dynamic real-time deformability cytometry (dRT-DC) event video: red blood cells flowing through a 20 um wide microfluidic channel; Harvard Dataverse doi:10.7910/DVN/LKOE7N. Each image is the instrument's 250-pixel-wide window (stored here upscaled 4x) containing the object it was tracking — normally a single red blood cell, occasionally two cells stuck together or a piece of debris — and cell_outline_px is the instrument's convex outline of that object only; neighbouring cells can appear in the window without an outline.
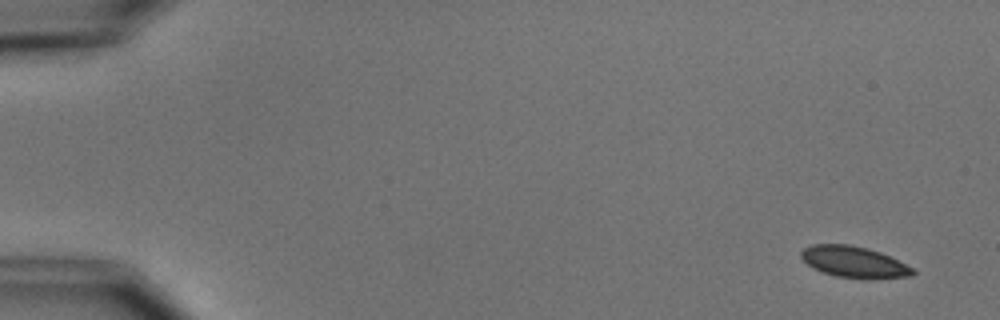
{"species": "common noctule bat (a hibernating species)", "species_latin": "Nyctalus noctula", "temperature_condition": "cold", "stored_images_in_passage": 5, "camera_frame_rate_fps": 3000, "um_per_image_px": 0.085, "animal": {"sex": "male", "body_mass_g": 15.6}, "frame": {"image": 1, "passage_image": 1, "time_ms": 0.0, "image_size_px": [1000, 320], "cell_outline_px": [[916, 272], [912, 276], [868, 280], [836, 276], [812, 268], [800, 256], [800, 252], [804, 248], [812, 244], [848, 244], [868, 248], [880, 252], [912, 268]], "centroid_in_image_um": [72.58, 22.28], "position_along_channel_um": 12.4, "area_um2": 20.4}}
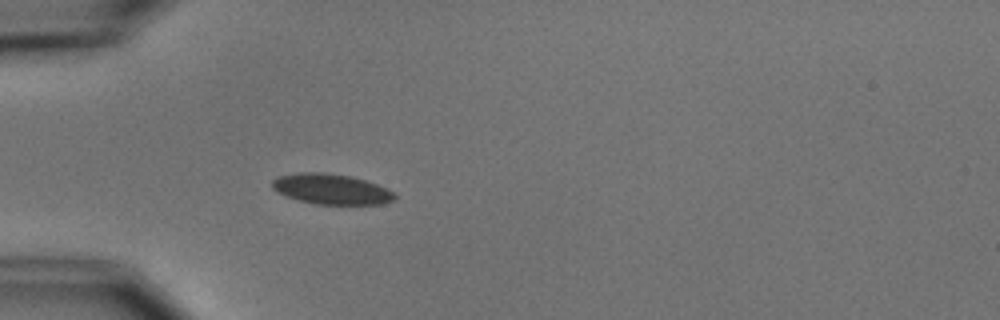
{"frame": {"image": 2, "passage_image": 5, "time_ms": 4.667, "image_size_px": [1000, 320], "cell_outline_px": [[396, 200], [380, 204], [316, 204], [300, 200], [288, 196], [272, 188], [272, 180], [276, 176], [300, 172], [324, 172], [352, 176], [388, 188], [396, 196]], "centroid_in_image_um": [28.17, 16.06], "position_along_channel_um": 56.8, "area_um2": 21.62}}